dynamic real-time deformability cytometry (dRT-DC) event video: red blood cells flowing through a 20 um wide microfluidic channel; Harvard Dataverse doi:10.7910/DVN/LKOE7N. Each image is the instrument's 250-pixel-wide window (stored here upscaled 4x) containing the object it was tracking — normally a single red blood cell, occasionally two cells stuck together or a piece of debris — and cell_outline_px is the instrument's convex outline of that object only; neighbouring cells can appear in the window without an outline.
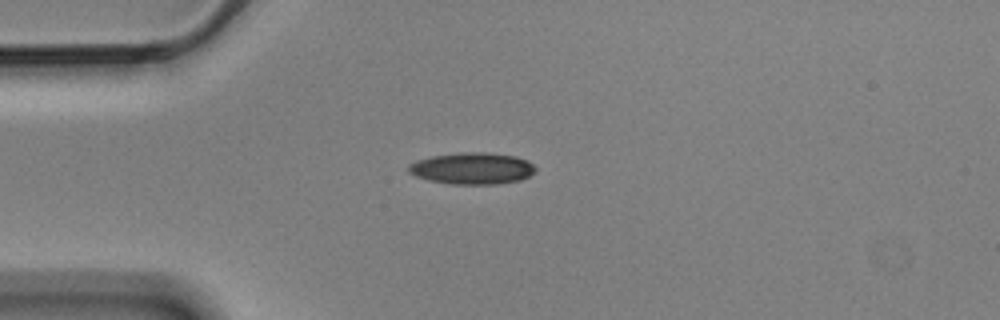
{"species": "Egyptian fruit bat (a non-hibernating species)", "species_latin": "Rousettus aegyptiacus", "temperature_condition": "cold", "stored_images_in_passage": 7, "camera_frame_rate_fps": 3000, "um_per_image_px": 0.085, "animal": {"sex": "male"}, "frame": {"image": 1, "passage_image": 4, "time_ms": 1.0, "image_size_px": [1000, 320], "cell_outline_px": [[536, 172], [520, 180], [496, 184], [452, 184], [428, 180], [416, 176], [408, 172], [408, 164], [416, 160], [432, 156], [460, 152], [488, 152], [516, 156], [528, 160], [536, 168]], "centroid_in_image_um": [40.14, 14.3], "position_along_channel_um": 44.9, "area_um2": 23.58}}
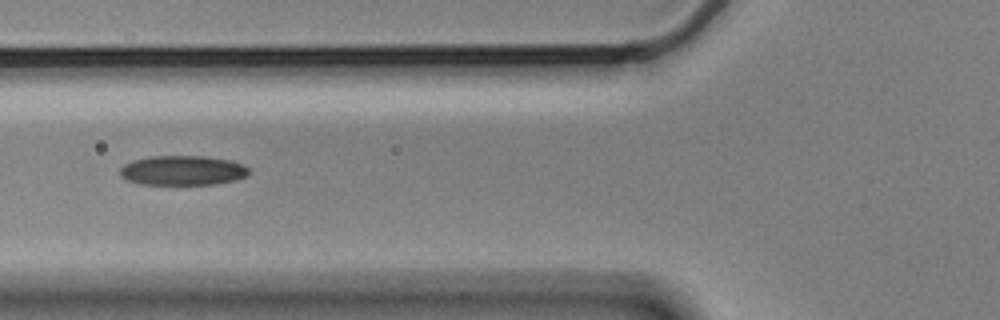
{"frame": {"image": 2, "passage_image": 6, "time_ms": 1.667, "image_size_px": [1000, 320], "cell_outline_px": [[248, 176], [236, 180], [216, 184], [140, 184], [128, 180], [120, 176], [120, 168], [124, 164], [132, 160], [148, 156], [204, 156], [232, 160], [244, 164], [248, 168]], "centroid_in_image_um": [15.54, 14.48], "position_along_channel_um": 110.3, "area_um2": 22.48}}
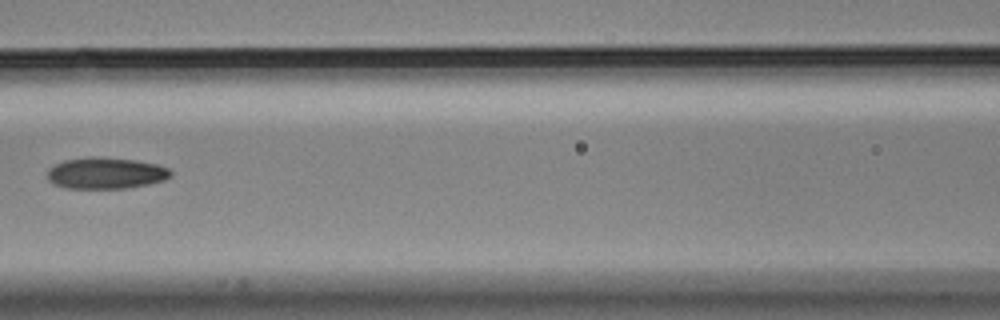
{"frame": {"image": 3, "passage_image": 7, "time_ms": 2.0, "image_size_px": [1000, 320], "cell_outline_px": [[172, 176], [164, 180], [148, 184], [128, 188], [68, 188], [56, 184], [48, 180], [48, 168], [64, 160], [88, 156], [100, 156], [136, 160], [156, 164], [168, 168], [172, 172]], "centroid_in_image_um": [9.01, 14.7], "position_along_channel_um": 157.6, "area_um2": 22.66}}